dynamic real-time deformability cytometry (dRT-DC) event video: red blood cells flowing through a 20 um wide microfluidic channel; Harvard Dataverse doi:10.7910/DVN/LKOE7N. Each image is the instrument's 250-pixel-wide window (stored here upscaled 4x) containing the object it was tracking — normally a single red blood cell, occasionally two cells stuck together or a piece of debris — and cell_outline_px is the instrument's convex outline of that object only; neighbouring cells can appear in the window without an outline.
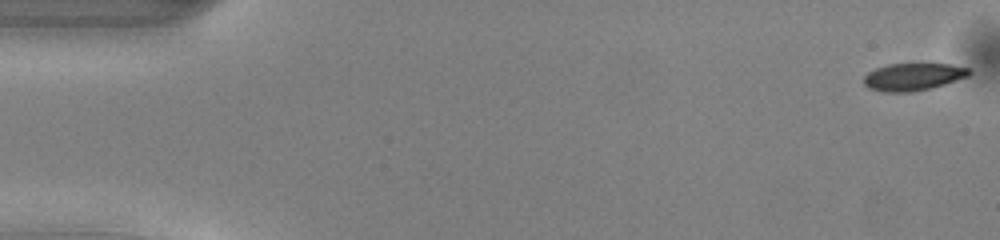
{"species": "common noctule bat (a hibernating species)", "species_latin": "Nyctalus noctula", "temperature_condition": "warm", "stored_images_in_passage": 50, "camera_frame_rate_fps": 3000, "um_per_image_px": 0.085, "animal": {"sex": "male", "body_mass_g": 13.0, "forearm_length_mm": 53.1}, "frame": {"image": 1, "passage_image": 1, "time_ms": 0.0, "image_size_px": [1000, 240], "cell_outline_px": [[972, 72], [968, 76], [932, 88], [912, 92], [884, 92], [868, 88], [864, 84], [864, 76], [868, 72], [876, 68], [888, 64], [948, 64], [968, 68]], "centroid_in_image_um": [77.59, 6.53], "position_along_channel_um": 7.4, "area_um2": 16.76}}
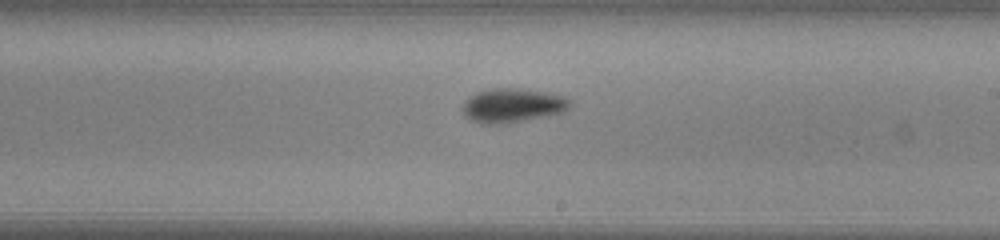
{"frame": {"image": 2, "passage_image": 29, "time_ms": 9.333, "image_size_px": [1000, 240], "cell_outline_px": [[568, 108], [564, 112], [504, 124], [480, 124], [464, 116], [464, 104], [476, 92], [492, 88], [516, 88], [548, 92], [564, 96], [568, 100]], "centroid_in_image_um": [43.56, 8.96], "position_along_channel_um": 245.4, "area_um2": 21.04}}
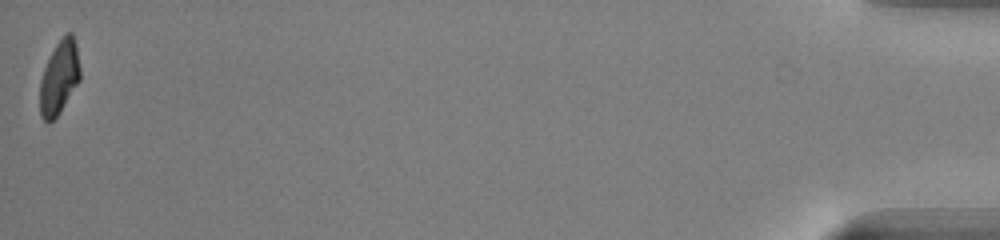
{"frame": {"image": 3, "passage_image": 50, "time_ms": 16.333, "image_size_px": [1000, 240], "cell_outline_px": [[80, 80], [60, 112], [48, 124], [40, 116], [40, 80], [44, 68], [56, 44], [68, 32], [72, 32], [76, 44], [80, 68]], "centroid_in_image_um": [5.04, 6.61], "position_along_channel_um": 430.2, "area_um2": 17.11}, "authors_computed_cell_mechanics": {"area_um2": 18.9006, "velocity_mm_per_s": 4.1105, "shape_relaxation_time_tau1_ms": 2.4294, "shape_relaxation_time_tau2_ms": null, "deformation_change_tau1": 0.1233, "deformation_change_tau2": null}}